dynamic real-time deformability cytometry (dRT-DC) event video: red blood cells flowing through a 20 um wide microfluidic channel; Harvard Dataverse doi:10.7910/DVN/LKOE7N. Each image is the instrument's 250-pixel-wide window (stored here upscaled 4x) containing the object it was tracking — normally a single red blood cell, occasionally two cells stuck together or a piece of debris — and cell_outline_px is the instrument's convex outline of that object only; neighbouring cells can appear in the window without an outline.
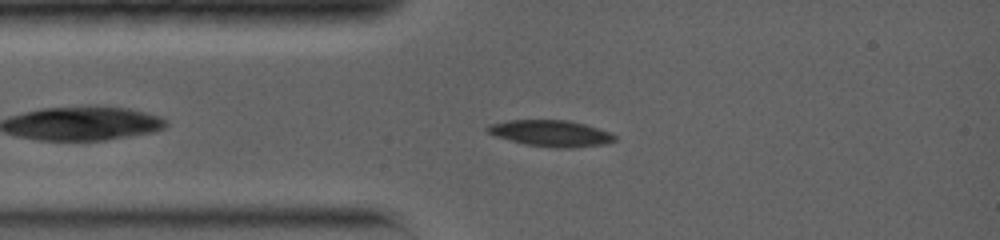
{"species": "common noctule bat (a hibernating species)", "species_latin": "Nyctalus noctula", "temperature_condition": "warm", "stored_images_in_passage": 44, "camera_frame_rate_fps": 5000, "um_per_image_px": 0.085, "animal": {"sex": "female", "body_mass_g": 19.0, "forearm_length_mm": 56.7}, "frame": {"image": 1, "passage_image": 8, "time_ms": 2.0, "image_size_px": [1000, 240], "cell_outline_px": [[616, 140], [604, 144], [572, 148], [556, 148], [524, 144], [496, 136], [488, 132], [484, 128], [488, 124], [508, 120], [568, 120], [584, 124], [612, 132], [616, 136]], "centroid_in_image_um": [46.83, 11.33], "position_along_channel_um": 38.2, "area_um2": 19.59}}
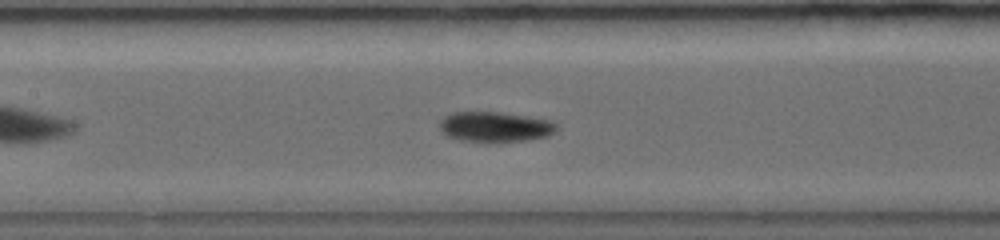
{"frame": {"image": 2, "passage_image": 22, "time_ms": 5.4, "image_size_px": [1000, 240], "cell_outline_px": [[556, 132], [548, 136], [528, 140], [492, 144], [460, 140], [448, 136], [440, 128], [440, 120], [444, 116], [452, 112], [500, 112], [528, 116], [552, 120], [556, 124]], "centroid_in_image_um": [42.1, 10.8], "position_along_channel_um": 165.3, "area_um2": 21.15}}
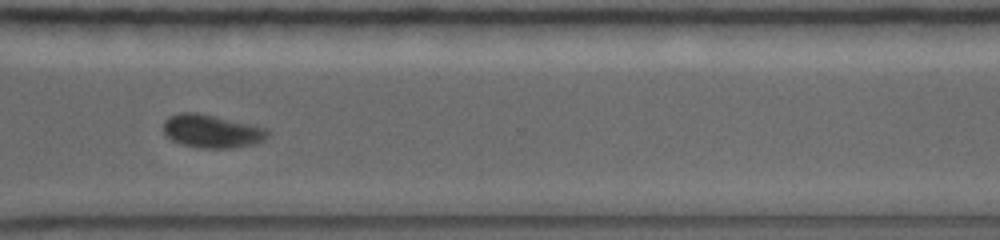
{"frame": {"image": 3, "passage_image": 37, "time_ms": 10.2, "image_size_px": [1000, 240], "cell_outline_px": [[268, 136], [264, 140], [256, 144], [232, 148], [200, 148], [180, 144], [172, 140], [164, 132], [164, 120], [168, 116], [180, 112], [196, 112], [268, 128]], "centroid_in_image_um": [18.0, 11.16], "position_along_channel_um": 352.6, "area_um2": 20.23}, "authors_computed_cell_mechanics": {"area_um2": 20.1722, "velocity_mm_per_s": 3.8973, "shape_relaxation_time_tau1_ms": 5.9457, "shape_relaxation_time_tau2_ms": 2.6877, "deformation_change_tau1": 0.154, "deformation_change_tau2": 0.0456}}